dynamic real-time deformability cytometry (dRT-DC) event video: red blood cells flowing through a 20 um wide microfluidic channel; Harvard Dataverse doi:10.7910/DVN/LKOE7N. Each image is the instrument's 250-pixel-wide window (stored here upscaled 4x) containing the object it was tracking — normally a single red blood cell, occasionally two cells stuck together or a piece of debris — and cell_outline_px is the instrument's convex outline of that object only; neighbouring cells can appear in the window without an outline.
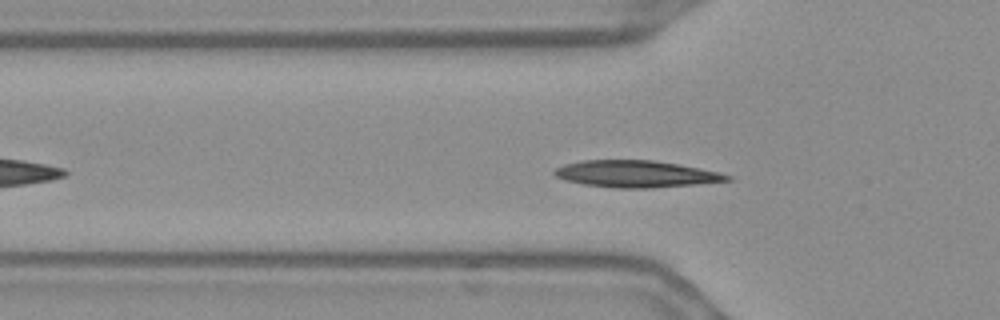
{"species": "Egyptian fruit bat (a non-hibernating species)", "species_latin": "Rousettus aegyptiacus", "temperature_condition": "warm", "stored_images_in_passage": 37, "camera_frame_rate_fps": 3000, "um_per_image_px": 0.085, "frame": {"image": 1, "passage_image": 9, "time_ms": 2.667, "image_size_px": [1000, 320], "cell_outline_px": [[732, 180], [696, 184], [652, 188], [612, 188], [584, 184], [564, 180], [556, 176], [552, 172], [556, 168], [564, 164], [580, 160], [652, 160], [680, 164], [720, 172], [732, 176]], "centroid_in_image_um": [54.06, 14.78], "position_along_channel_um": 71.7, "area_um2": 27.17}}
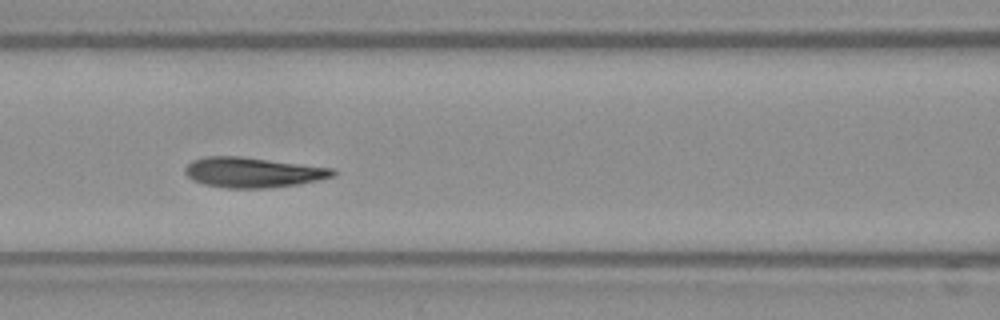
{"frame": {"image": 2, "passage_image": 15, "time_ms": 4.667, "image_size_px": [1000, 320], "cell_outline_px": [[336, 176], [300, 184], [268, 188], [224, 188], [204, 184], [192, 180], [184, 172], [184, 168], [192, 160], [204, 156], [240, 156], [332, 168], [336, 172]], "centroid_in_image_um": [21.47, 14.65], "position_along_channel_um": 145.1, "area_um2": 26.07}}
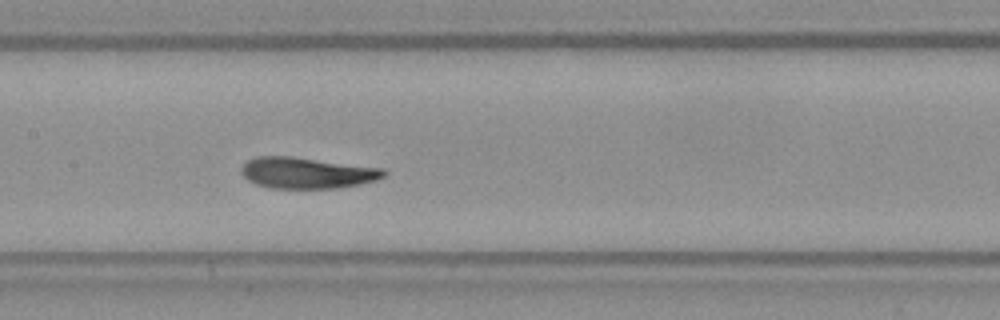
{"frame": {"image": 3, "passage_image": 18, "time_ms": 5.667, "image_size_px": [1000, 320], "cell_outline_px": [[388, 172], [384, 176], [376, 180], [360, 184], [336, 188], [272, 188], [256, 184], [248, 180], [240, 172], [240, 168], [248, 160], [256, 156], [292, 156], [384, 168]], "centroid_in_image_um": [26.09, 14.69], "position_along_channel_um": 181.3, "area_um2": 25.95}, "authors_computed_cell_mechanics": {"area_um2": 25.8944, "velocity_mm_per_s": 3.6333, "shape_relaxation_time_tau1_ms": 2.6837, "shape_relaxation_time_tau2_ms": 0.7828, "deformation_change_tau1": 0.1242, "deformation_change_tau2": 0.0455}}